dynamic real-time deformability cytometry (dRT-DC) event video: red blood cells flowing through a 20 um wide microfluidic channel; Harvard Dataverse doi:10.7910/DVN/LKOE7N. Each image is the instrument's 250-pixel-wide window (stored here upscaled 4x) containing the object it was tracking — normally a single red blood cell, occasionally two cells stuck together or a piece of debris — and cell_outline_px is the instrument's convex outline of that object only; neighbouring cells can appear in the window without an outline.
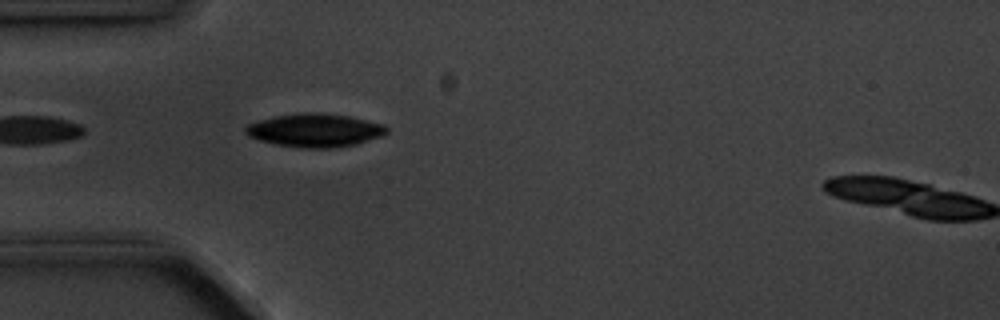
{"species": "common noctule bat (a hibernating species)", "species_latin": "Nyctalus noctula", "temperature_condition": "cold", "stored_images_in_passage": 6, "camera_frame_rate_fps": 3000, "um_per_image_px": 0.085, "animal": {"sex": "male", "body_mass_g": 20.1, "forearm_length_mm": 53.5}, "frame": {"image": 1, "passage_image": 5, "time_ms": 4.667, "image_size_px": [1000, 320], "cell_outline_px": [[388, 132], [380, 136], [356, 144], [332, 148], [304, 148], [276, 144], [260, 140], [248, 136], [244, 132], [244, 128], [248, 124], [260, 120], [276, 116], [300, 112], [320, 112], [348, 116], [384, 124], [388, 128]], "centroid_in_image_um": [26.76, 11.07], "position_along_channel_um": 58.2, "area_um2": 27.34}}